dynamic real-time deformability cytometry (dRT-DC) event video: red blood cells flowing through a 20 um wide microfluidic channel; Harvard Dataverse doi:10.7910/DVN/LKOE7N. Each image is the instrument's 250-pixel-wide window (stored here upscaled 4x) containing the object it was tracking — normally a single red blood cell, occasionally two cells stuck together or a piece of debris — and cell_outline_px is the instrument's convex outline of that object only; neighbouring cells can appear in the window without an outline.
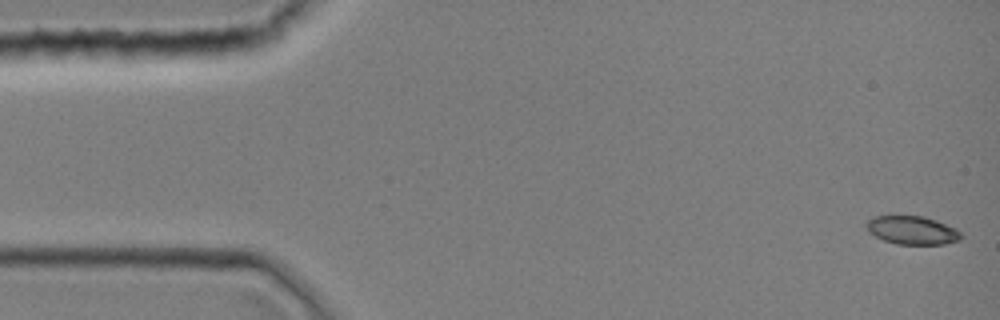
{"species": "common noctule bat (a hibernating species)", "species_latin": "Nyctalus noctula", "temperature_condition": "room temperature", "stored_images_in_passage": 44, "camera_frame_rate_fps": 3000, "um_per_image_px": 0.085, "animal": {"sex": "female", "body_mass_g": 19.0, "forearm_length_mm": 51.5}, "frame": {"image": 1, "passage_image": 1, "time_ms": 0.0, "image_size_px": [1000, 320], "cell_outline_px": [[964, 236], [960, 240], [944, 244], [896, 244], [884, 240], [868, 232], [864, 224], [872, 216], [924, 216], [936, 220], [956, 228]], "centroid_in_image_um": [77.54, 19.56], "position_along_channel_um": 7.5, "area_um2": 15.78}}
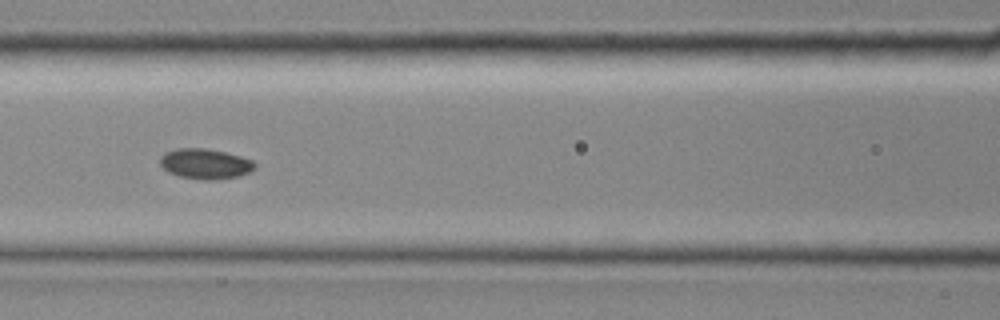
{"frame": {"image": 2, "passage_image": 19, "time_ms": 6.0, "image_size_px": [1000, 320], "cell_outline_px": [[256, 168], [252, 172], [236, 176], [212, 180], [204, 180], [180, 176], [168, 172], [160, 164], [160, 156], [164, 152], [176, 148], [208, 148], [240, 156], [252, 160], [256, 164]], "centroid_in_image_um": [17.44, 13.91], "position_along_channel_um": 149.2, "area_um2": 16.76}}
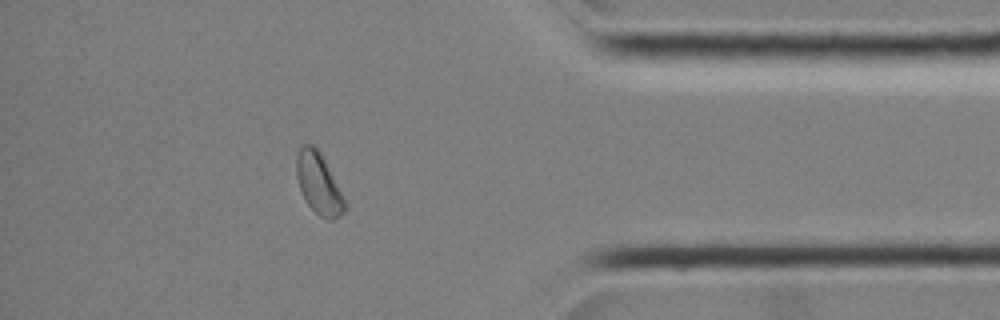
{"frame": {"image": 3, "passage_image": 38, "time_ms": 12.333, "image_size_px": [1000, 320], "cell_outline_px": [[348, 204], [344, 212], [340, 216], [332, 220], [328, 220], [320, 216], [308, 204], [300, 188], [296, 176], [296, 156], [300, 148], [304, 144], [312, 144], [320, 152]], "centroid_in_image_um": [27.11, 15.62], "position_along_channel_um": 408.1, "area_um2": 17.05}}